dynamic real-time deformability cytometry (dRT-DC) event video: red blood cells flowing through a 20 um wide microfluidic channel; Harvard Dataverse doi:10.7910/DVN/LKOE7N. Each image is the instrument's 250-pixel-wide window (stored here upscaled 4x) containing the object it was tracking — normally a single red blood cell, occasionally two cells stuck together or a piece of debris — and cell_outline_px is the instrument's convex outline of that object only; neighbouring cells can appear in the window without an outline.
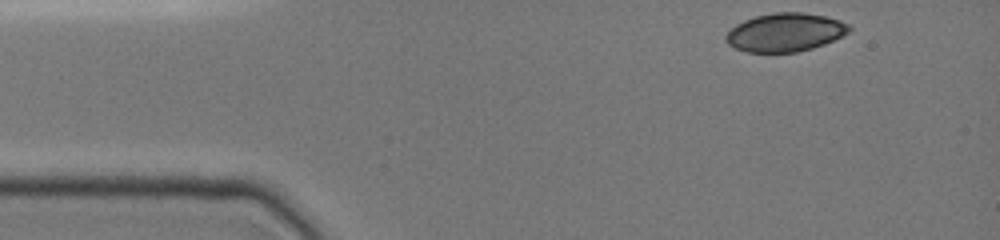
{"species": "common noctule bat (a hibernating species)", "species_latin": "Nyctalus noctula", "temperature_condition": "cold", "stored_images_in_passage": 10, "camera_frame_rate_fps": 3000, "um_per_image_px": 0.085, "animal": {"sex": "female", "body_mass_g": 19.0, "forearm_length_mm": 51.5}, "frame": {"image": 1, "passage_image": 1, "time_ms": 0.0, "image_size_px": [1000, 240], "cell_outline_px": [[852, 28], [848, 32], [824, 44], [812, 48], [796, 52], [748, 52], [736, 48], [728, 44], [724, 40], [724, 36], [736, 24], [744, 20], [756, 16], [772, 12], [800, 12], [824, 16], [840, 20], [848, 24]], "centroid_in_image_um": [66.71, 2.74], "position_along_channel_um": 18.3, "area_um2": 27.46}}
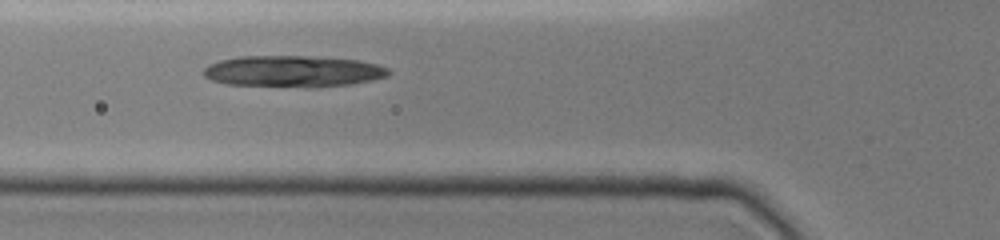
{"frame": {"image": 2, "passage_image": 7, "time_ms": 4.0, "image_size_px": [1000, 240], "cell_outline_px": [[392, 72], [388, 76], [372, 80], [352, 84], [228, 84], [212, 80], [204, 76], [204, 68], [208, 64], [220, 60], [240, 56], [308, 56], [360, 60], [376, 64], [388, 68]], "centroid_in_image_um": [24.92, 6.0], "position_along_channel_um": 100.9, "area_um2": 32.37}}
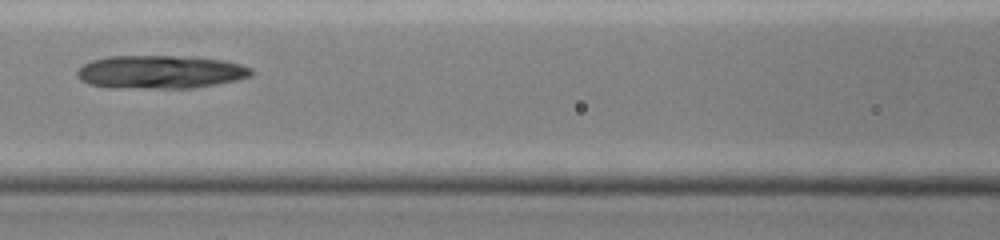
{"frame": {"image": 3, "passage_image": 9, "time_ms": 5.333, "image_size_px": [1000, 240], "cell_outline_px": [[256, 72], [252, 76], [236, 80], [216, 84], [192, 88], [108, 88], [88, 84], [80, 80], [76, 76], [76, 72], [84, 64], [92, 60], [108, 56], [176, 56], [224, 60], [240, 64], [252, 68]], "centroid_in_image_um": [13.62, 6.13], "position_along_channel_um": 153.0, "area_um2": 33.99}}